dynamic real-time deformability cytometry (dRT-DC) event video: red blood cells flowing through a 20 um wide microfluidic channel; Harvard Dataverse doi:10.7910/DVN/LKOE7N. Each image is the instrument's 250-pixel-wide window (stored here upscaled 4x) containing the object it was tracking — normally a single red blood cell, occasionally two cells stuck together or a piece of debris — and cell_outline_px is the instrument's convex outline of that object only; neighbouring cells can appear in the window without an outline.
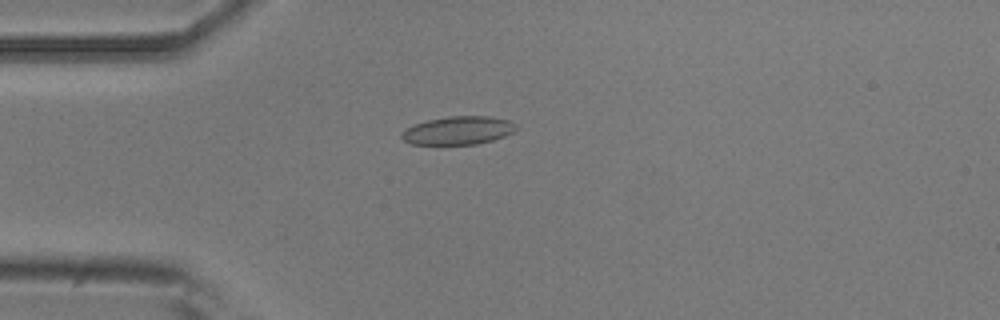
{"species": "common noctule bat (a hibernating species)", "species_latin": "Nyctalus noctula", "temperature_condition": "room temperature", "stored_images_in_passage": 5, "camera_frame_rate_fps": 3000, "um_per_image_px": 0.085, "animal": {"sex": "male", "body_mass_g": 20.5, "forearm_length_mm": 52.5}, "frame": {"image": 1, "passage_image": 4, "time_ms": 3.333, "image_size_px": [1000, 320], "cell_outline_px": [[520, 128], [516, 132], [492, 140], [476, 144], [412, 144], [404, 140], [400, 136], [400, 132], [416, 124], [428, 120], [448, 116], [488, 116], [508, 120], [516, 124]], "centroid_in_image_um": [38.99, 11.08], "position_along_channel_um": 46.0, "area_um2": 18.84}}